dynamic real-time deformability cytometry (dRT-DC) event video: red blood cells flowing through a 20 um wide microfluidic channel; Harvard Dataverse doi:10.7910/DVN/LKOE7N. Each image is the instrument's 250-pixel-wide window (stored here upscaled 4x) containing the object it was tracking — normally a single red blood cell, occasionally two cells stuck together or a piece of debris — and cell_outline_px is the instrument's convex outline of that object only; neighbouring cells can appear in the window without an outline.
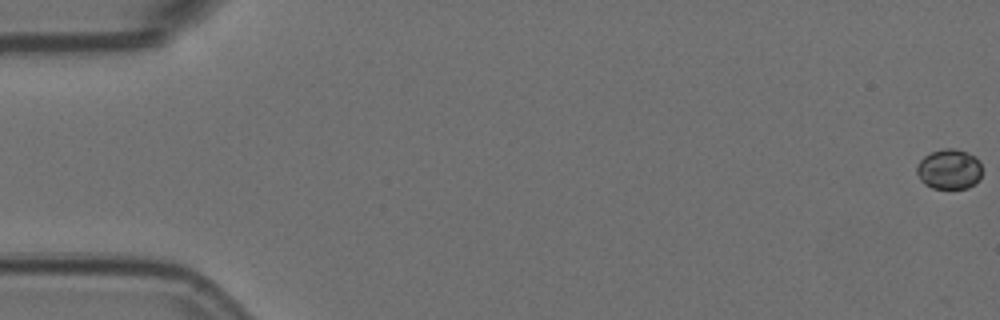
{"species": "Egyptian fruit bat (a non-hibernating species)", "species_latin": "Rousettus aegyptiacus", "temperature_condition": "room temperature", "stored_images_in_passage": 58, "camera_frame_rate_fps": 3000, "um_per_image_px": 0.085, "animal": {"sex": "female"}, "frame": {"image": 1, "passage_image": 1, "time_ms": 0.0, "image_size_px": [1000, 320], "cell_outline_px": [[980, 176], [968, 188], [932, 188], [924, 184], [920, 180], [916, 172], [916, 168], [920, 160], [924, 156], [932, 152], [944, 148], [956, 148], [968, 152], [976, 156], [980, 164]], "centroid_in_image_um": [80.65, 14.36], "position_along_channel_um": 4.4, "area_um2": 15.2}}
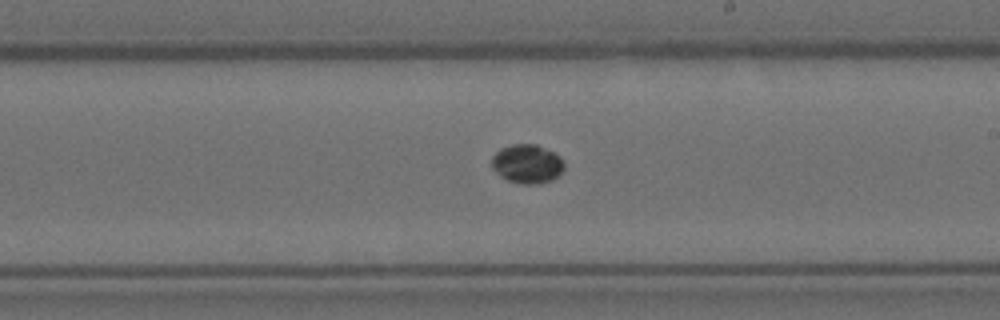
{"frame": {"image": 2, "passage_image": 34, "time_ms": 11.0, "image_size_px": [1000, 320], "cell_outline_px": [[564, 168], [552, 180], [540, 184], [520, 184], [508, 180], [500, 176], [492, 168], [492, 156], [500, 148], [512, 144], [536, 144], [560, 156], [564, 160]], "centroid_in_image_um": [44.8, 13.93], "position_along_channel_um": 244.2, "area_um2": 16.47}}
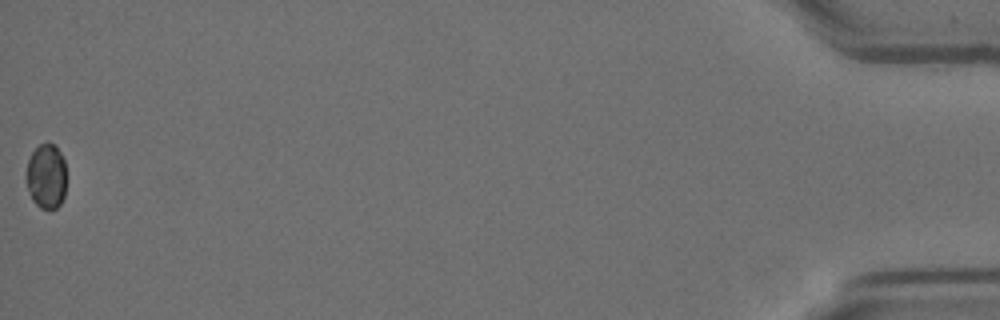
{"frame": {"image": 3, "passage_image": 58, "time_ms": 19.0, "image_size_px": [1000, 320], "cell_outline_px": [[64, 196], [60, 204], [56, 208], [48, 212], [40, 208], [32, 200], [24, 176], [28, 160], [32, 152], [40, 144], [48, 140], [56, 144], [64, 160]], "centroid_in_image_um": [3.9, 14.97], "position_along_channel_um": 431.3, "area_um2": 15.55}}